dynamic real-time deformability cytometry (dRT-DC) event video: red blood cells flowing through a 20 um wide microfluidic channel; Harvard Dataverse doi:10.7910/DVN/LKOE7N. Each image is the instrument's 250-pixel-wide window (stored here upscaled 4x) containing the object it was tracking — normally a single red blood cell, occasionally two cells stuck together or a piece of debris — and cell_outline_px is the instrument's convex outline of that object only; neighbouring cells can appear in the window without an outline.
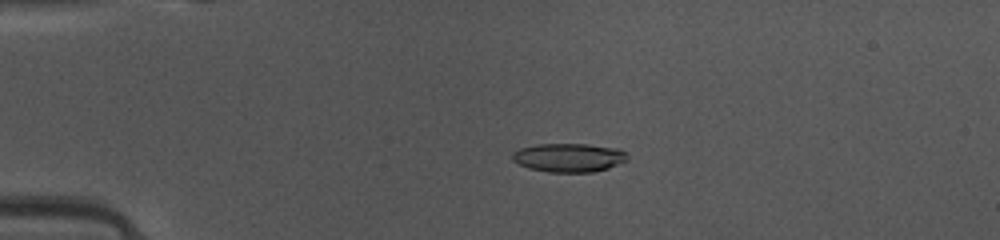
{"species": "common noctule bat (a hibernating species)", "species_latin": "Nyctalus noctula", "temperature_condition": "warm", "stored_images_in_passage": 44, "camera_frame_rate_fps": 3000, "um_per_image_px": 0.085, "animal": {"sex": "female", "body_mass_g": 10.0, "forearm_length_mm": 53.1}, "frame": {"image": 1, "passage_image": 7, "time_ms": 2.0, "image_size_px": [1000, 240], "cell_outline_px": [[628, 160], [608, 168], [592, 172], [548, 172], [528, 168], [512, 160], [512, 152], [520, 148], [536, 144], [588, 144], [620, 148], [628, 156]], "centroid_in_image_um": [48.36, 13.39], "position_along_channel_um": 36.6, "area_um2": 19.36}}
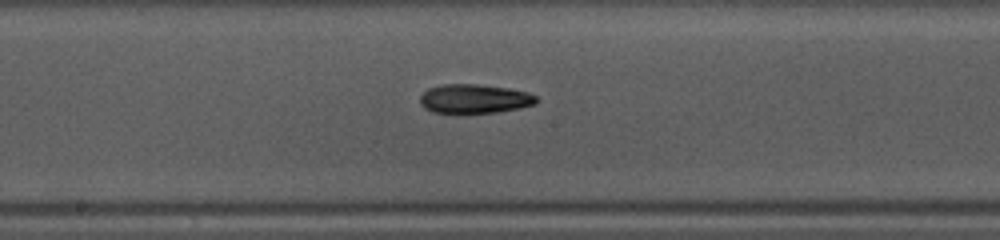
{"frame": {"image": 2, "passage_image": 22, "time_ms": 7.0, "image_size_px": [1000, 240], "cell_outline_px": [[540, 100], [536, 104], [520, 108], [500, 112], [464, 116], [456, 116], [432, 112], [424, 108], [420, 104], [420, 96], [428, 88], [444, 84], [476, 84], [508, 88], [528, 92], [536, 96]], "centroid_in_image_um": [40.31, 8.45], "position_along_channel_um": 207.9, "area_um2": 20.81}}
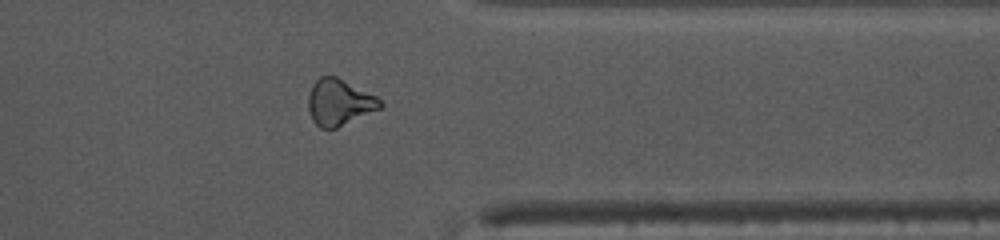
{"frame": {"image": 3, "passage_image": 35, "time_ms": 11.333, "image_size_px": [1000, 240], "cell_outline_px": [[384, 104], [380, 108], [336, 128], [320, 128], [312, 120], [308, 108], [308, 96], [312, 84], [320, 76], [336, 76], [376, 96]], "centroid_in_image_um": [28.81, 8.69], "position_along_channel_um": 382.6, "area_um2": 19.19}, "authors_computed_cell_mechanics": {"area_um2": 19.5364, "velocity_mm_per_s": 4.1387, "shape_relaxation_time_tau1_ms": 3.6433, "shape_relaxation_time_tau2_ms": 9.9778, "deformation_change_tau1": 0.1402, "deformation_change_tau2": 0.2381}}